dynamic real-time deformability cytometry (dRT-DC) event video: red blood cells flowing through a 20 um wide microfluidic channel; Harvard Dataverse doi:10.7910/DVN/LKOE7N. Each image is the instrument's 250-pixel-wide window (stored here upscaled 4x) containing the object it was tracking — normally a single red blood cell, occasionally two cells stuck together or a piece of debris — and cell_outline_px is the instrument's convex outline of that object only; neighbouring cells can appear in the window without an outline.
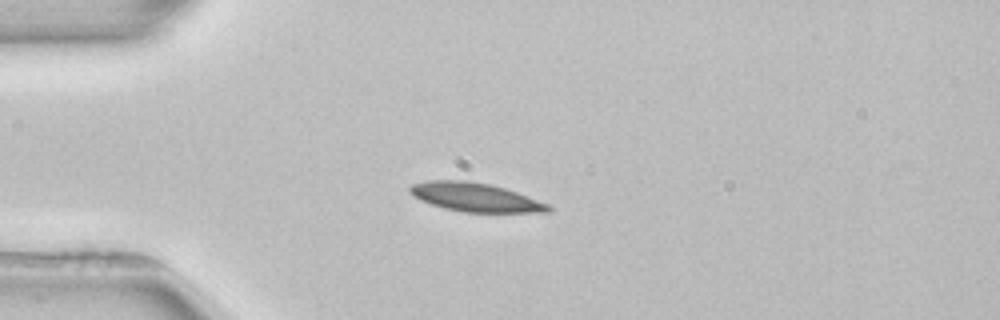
{"species": "common noctule bat (a hibernating species)", "species_latin": "Nyctalus noctula", "temperature_condition": "room temperature", "stored_images_in_passage": 3, "camera_frame_rate_fps": 3000, "um_per_image_px": 0.085, "animal": {"sex": "female", "body_mass_g": 22.7, "forearm_length_mm": 54.2}, "frame": {"image": 1, "passage_image": 3, "time_ms": 3.0, "image_size_px": [1000, 320], "cell_outline_px": [[552, 212], [464, 212], [444, 208], [420, 200], [408, 192], [408, 188], [412, 184], [428, 180], [464, 180], [488, 184], [504, 188], [516, 192], [548, 204], [552, 208]], "centroid_in_image_um": [40.36, 16.76], "position_along_channel_um": 44.6, "area_um2": 23.0}}